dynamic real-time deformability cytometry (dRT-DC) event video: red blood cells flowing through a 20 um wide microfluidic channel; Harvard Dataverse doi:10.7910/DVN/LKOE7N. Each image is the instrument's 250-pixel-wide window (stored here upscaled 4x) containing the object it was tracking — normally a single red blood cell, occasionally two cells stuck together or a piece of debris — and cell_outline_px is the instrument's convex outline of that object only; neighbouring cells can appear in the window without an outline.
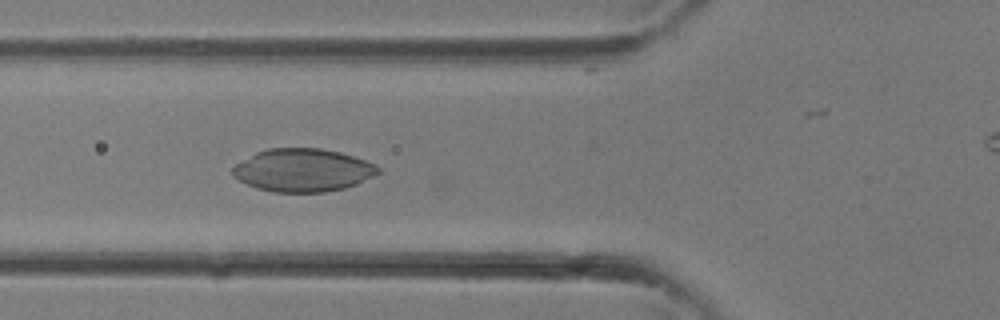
{"species": "common noctule bat (a hibernating species)", "species_latin": "Nyctalus noctula", "temperature_condition": "room temperature", "stored_images_in_passage": 7, "camera_frame_rate_fps": 3000, "um_per_image_px": 0.085, "animal": {"sex": "female"}, "frame": {"image": 1, "passage_image": 7, "time_ms": 2.0, "image_size_px": [1000, 320], "cell_outline_px": [[380, 172], [356, 184], [344, 188], [324, 192], [272, 192], [256, 188], [232, 176], [232, 168], [236, 164], [256, 152], [268, 148], [320, 148], [340, 152], [376, 164], [380, 168]], "centroid_in_image_um": [25.73, 14.46], "position_along_channel_um": 100.1, "area_um2": 36.3}}